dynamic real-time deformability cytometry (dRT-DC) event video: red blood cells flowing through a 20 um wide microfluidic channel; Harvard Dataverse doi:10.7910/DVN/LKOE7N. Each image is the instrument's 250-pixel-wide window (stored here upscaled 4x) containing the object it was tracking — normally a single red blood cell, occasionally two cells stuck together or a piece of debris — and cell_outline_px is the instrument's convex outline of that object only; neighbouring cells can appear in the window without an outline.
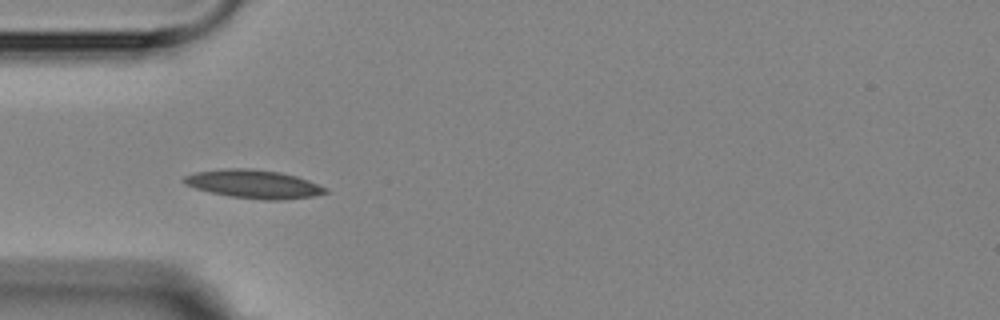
{"species": "Egyptian fruit bat (a non-hibernating species)", "species_latin": "Rousettus aegyptiacus", "temperature_condition": "room temperature", "stored_images_in_passage": 9, "camera_frame_rate_fps": 3000, "um_per_image_px": 0.085, "animal": {"sex": "female"}, "frame": {"image": 1, "passage_image": 4, "time_ms": 3.667, "image_size_px": [1000, 320], "cell_outline_px": [[328, 192], [312, 196], [280, 200], [264, 200], [228, 196], [196, 188], [184, 184], [184, 176], [196, 172], [228, 168], [248, 168], [280, 172], [296, 176], [308, 180], [328, 188]], "centroid_in_image_um": [21.58, 15.64], "position_along_channel_um": 63.4, "area_um2": 23.24}}
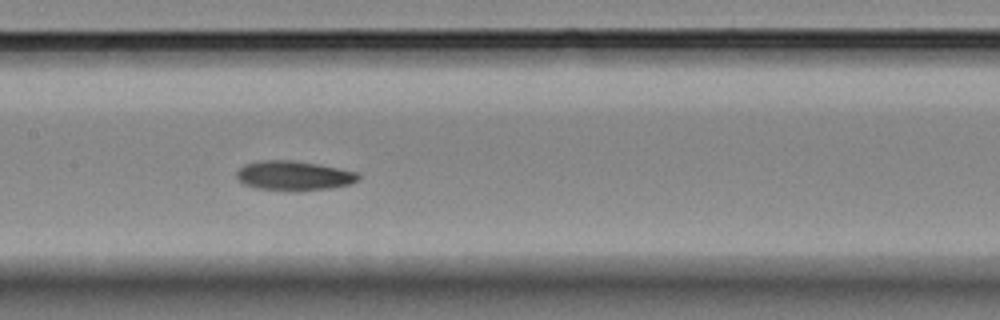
{"frame": {"image": 2, "passage_image": 7, "time_ms": 7.0, "image_size_px": [1000, 320], "cell_outline_px": [[360, 180], [352, 184], [332, 188], [292, 192], [256, 188], [244, 184], [236, 176], [236, 172], [244, 164], [264, 160], [292, 160], [320, 164], [360, 172]], "centroid_in_image_um": [25.04, 14.94], "position_along_channel_um": 182.4, "area_um2": 21.44}}
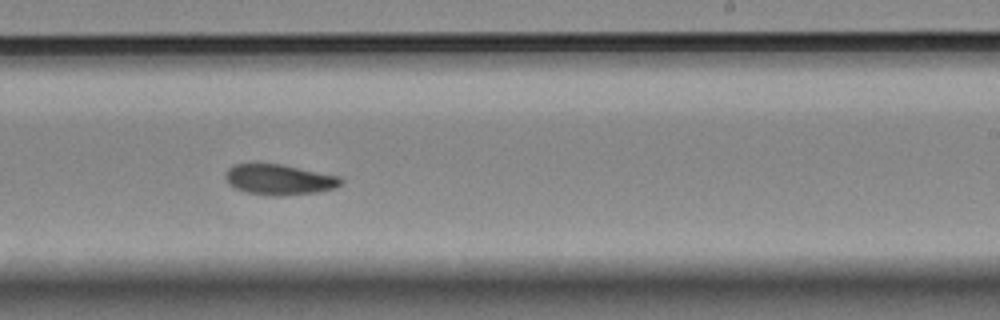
{"frame": {"image": 3, "passage_image": 9, "time_ms": 9.333, "image_size_px": [1000, 320], "cell_outline_px": [[344, 180], [336, 188], [316, 192], [284, 196], [276, 196], [248, 192], [236, 188], [228, 184], [224, 176], [224, 172], [228, 168], [236, 164], [280, 164], [340, 176]], "centroid_in_image_um": [23.74, 15.26], "position_along_channel_um": 265.3, "area_um2": 20.46}}